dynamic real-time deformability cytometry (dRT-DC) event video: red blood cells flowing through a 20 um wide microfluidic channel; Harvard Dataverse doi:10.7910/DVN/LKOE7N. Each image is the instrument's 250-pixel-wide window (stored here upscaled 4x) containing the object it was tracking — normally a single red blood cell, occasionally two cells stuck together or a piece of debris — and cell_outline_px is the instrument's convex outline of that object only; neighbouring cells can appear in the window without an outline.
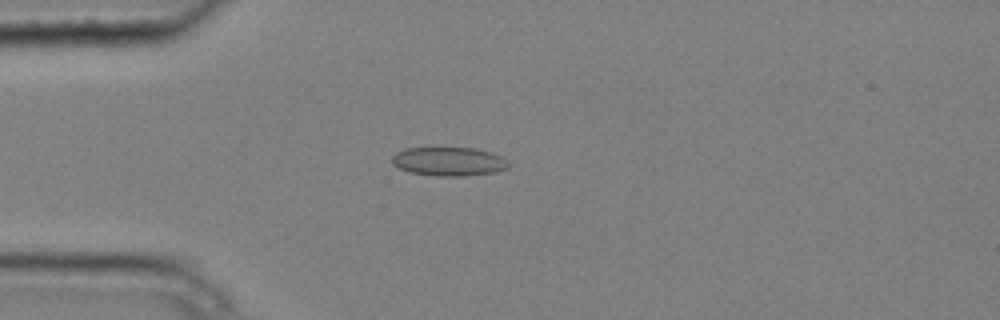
{"species": "common noctule bat (a hibernating species)", "species_latin": "Nyctalus noctula", "temperature_condition": "cold", "stored_images_in_passage": 4, "camera_frame_rate_fps": 3000, "um_per_image_px": 0.085, "animal": {"sex": "male", "body_mass_g": 20.4}, "frame": {"image": 1, "passage_image": 4, "time_ms": 1.0, "image_size_px": [1000, 320], "cell_outline_px": [[508, 168], [496, 172], [464, 176], [440, 176], [412, 172], [400, 168], [392, 164], [392, 156], [396, 152], [404, 148], [476, 148], [492, 152], [500, 156], [508, 164]], "centroid_in_image_um": [38.14, 13.72], "position_along_channel_um": 46.9, "area_um2": 19.42}}